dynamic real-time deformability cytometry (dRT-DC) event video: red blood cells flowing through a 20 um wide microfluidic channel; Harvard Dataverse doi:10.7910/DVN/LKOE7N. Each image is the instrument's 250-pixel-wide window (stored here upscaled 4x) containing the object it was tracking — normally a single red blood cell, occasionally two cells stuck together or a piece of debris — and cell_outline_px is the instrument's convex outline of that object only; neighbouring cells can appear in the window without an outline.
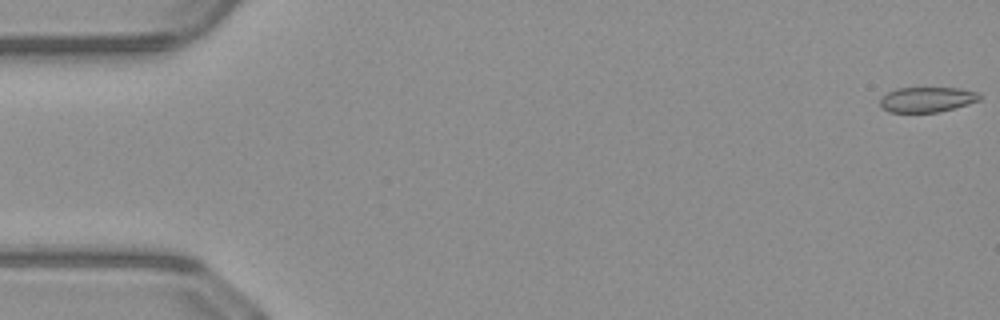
{"species": "common noctule bat (a hibernating species)", "species_latin": "Nyctalus noctula", "temperature_condition": "warm", "stored_images_in_passage": 51, "camera_frame_rate_fps": 3000, "um_per_image_px": 0.085, "animal": {"sex": "male", "body_mass_g": 23.1, "forearm_length_mm": 52.7}, "frame": {"image": 1, "passage_image": 1, "time_ms": 0.0, "image_size_px": [1000, 320], "cell_outline_px": [[980, 100], [968, 104], [936, 112], [888, 112], [880, 104], [880, 96], [896, 88], [960, 88], [976, 92], [980, 96]], "centroid_in_image_um": [78.76, 8.45], "position_along_channel_um": 6.2, "area_um2": 14.45}}
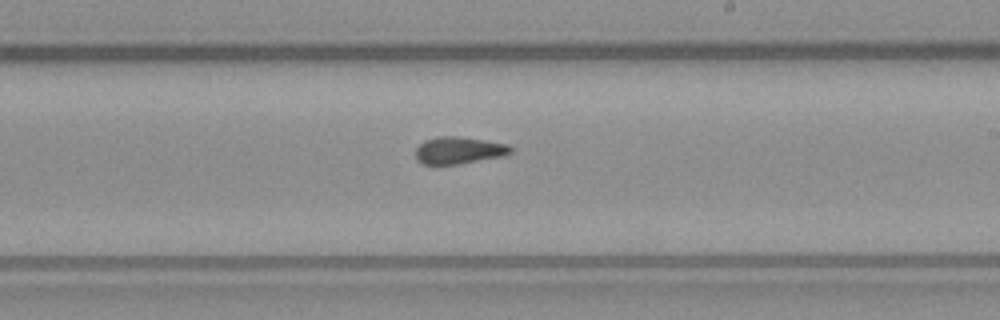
{"frame": {"image": 2, "passage_image": 30, "time_ms": 9.667, "image_size_px": [1000, 320], "cell_outline_px": [[512, 152], [504, 156], [460, 164], [420, 164], [416, 160], [416, 148], [424, 140], [436, 136], [456, 136], [484, 140], [508, 144], [512, 148]], "centroid_in_image_um": [38.99, 12.78], "position_along_channel_um": 250.0, "area_um2": 15.14}}
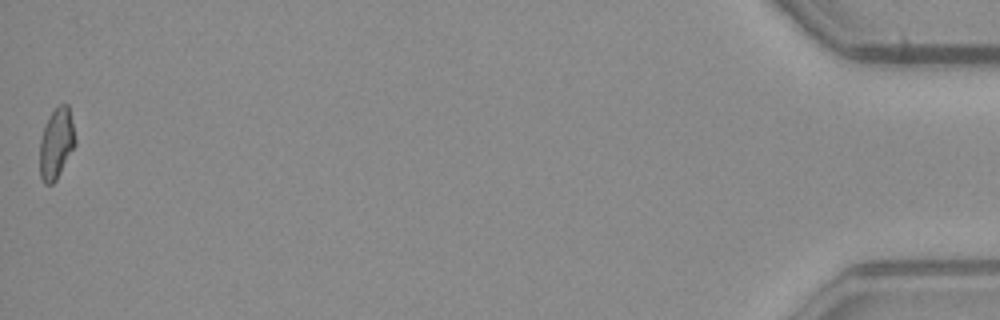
{"frame": {"image": 3, "passage_image": 51, "time_ms": 16.667, "image_size_px": [1000, 320], "cell_outline_px": [[76, 144], [56, 180], [52, 184], [44, 184], [40, 176], [40, 140], [44, 128], [52, 112], [60, 104], [68, 104], [76, 140]], "centroid_in_image_um": [4.79, 12.22], "position_along_channel_um": 430.4, "area_um2": 14.39}, "authors_computed_cell_mechanics": {"area_um2": 15.317, "velocity_mm_per_s": 4.095, "shape_relaxation_time_tau1_ms": null, "shape_relaxation_time_tau2_ms": 1.7863, "deformation_change_tau1": null, "deformation_change_tau2": 0.07}}